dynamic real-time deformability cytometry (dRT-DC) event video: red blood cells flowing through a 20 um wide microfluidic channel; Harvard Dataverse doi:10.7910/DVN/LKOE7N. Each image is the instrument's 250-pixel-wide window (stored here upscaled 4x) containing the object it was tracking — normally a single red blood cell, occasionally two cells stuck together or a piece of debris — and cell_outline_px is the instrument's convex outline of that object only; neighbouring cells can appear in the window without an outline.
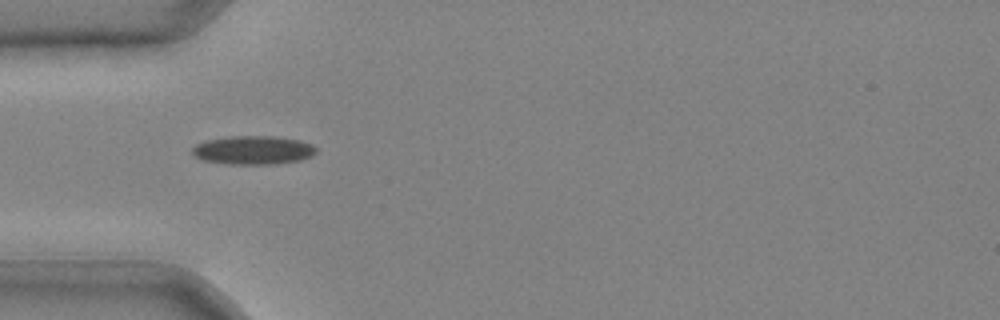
{"species": "common noctule bat (a hibernating species)", "species_latin": "Nyctalus noctula", "temperature_condition": "cold", "stored_images_in_passage": 33, "camera_frame_rate_fps": 3000, "um_per_image_px": 0.085, "animal": {"sex": "male", "body_mass_g": 20.4}, "frame": {"image": 1, "passage_image": 6, "time_ms": 1.667, "image_size_px": [1000, 320], "cell_outline_px": [[316, 152], [312, 156], [300, 160], [276, 164], [224, 164], [200, 160], [192, 156], [192, 148], [196, 144], [204, 140], [232, 136], [272, 136], [300, 140], [312, 144], [316, 148]], "centroid_in_image_um": [21.47, 12.77], "position_along_channel_um": 63.5, "area_um2": 20.98}}
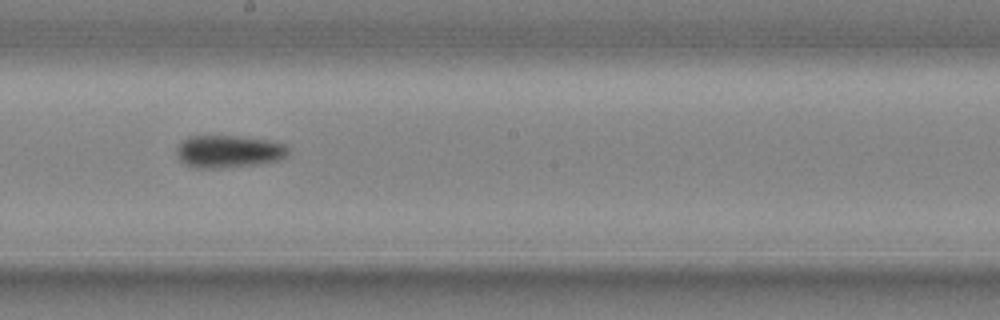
{"frame": {"image": 2, "passage_image": 17, "time_ms": 5.333, "image_size_px": [1000, 320], "cell_outline_px": [[288, 156], [276, 160], [256, 164], [220, 168], [192, 168], [184, 164], [180, 160], [176, 152], [176, 148], [188, 136], [236, 136], [272, 140], [284, 144], [288, 148]], "centroid_in_image_um": [19.42, 12.87], "position_along_channel_um": 228.8, "area_um2": 21.15}}
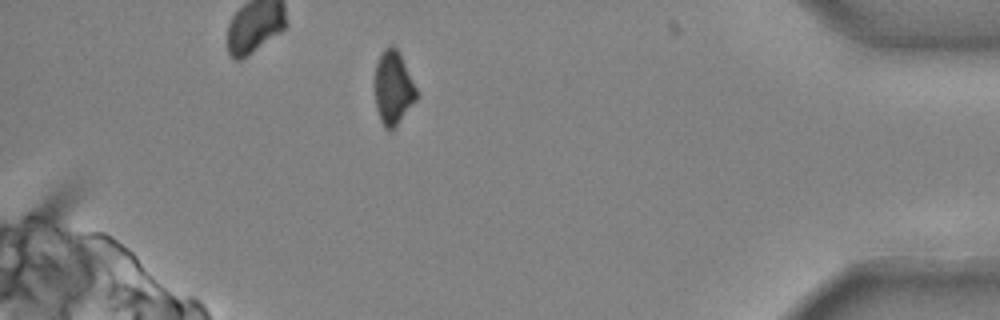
{"frame": {"image": 3, "passage_image": 31, "time_ms": 10.0, "image_size_px": [1000, 320], "cell_outline_px": [[416, 100], [396, 124], [388, 132], [384, 128], [380, 120], [376, 108], [372, 84], [372, 80], [376, 64], [384, 48], [392, 44], [396, 48], [416, 88]], "centroid_in_image_um": [33.34, 7.47], "position_along_channel_um": 401.9, "area_um2": 17.86}}